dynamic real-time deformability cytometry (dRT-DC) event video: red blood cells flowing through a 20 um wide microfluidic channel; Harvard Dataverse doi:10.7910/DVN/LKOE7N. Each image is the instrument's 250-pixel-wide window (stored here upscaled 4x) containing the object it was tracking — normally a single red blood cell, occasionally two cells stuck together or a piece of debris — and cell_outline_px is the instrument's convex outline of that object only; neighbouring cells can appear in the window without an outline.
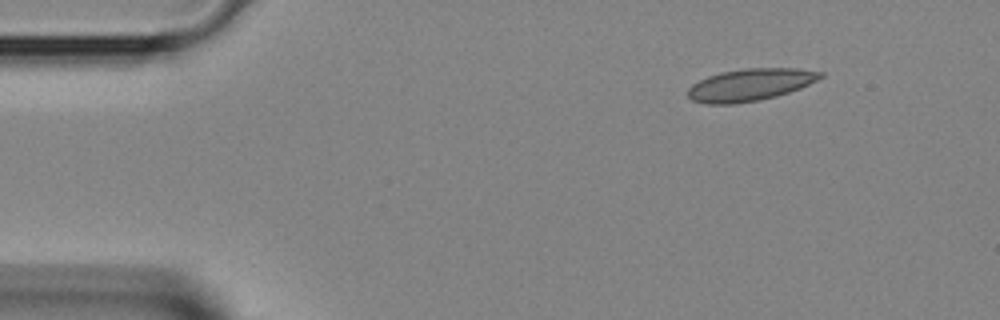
{"species": "Egyptian fruit bat (a non-hibernating species)", "species_latin": "Rousettus aegyptiacus", "temperature_condition": "room temperature", "stored_images_in_passage": 1, "camera_frame_rate_fps": 3000, "um_per_image_px": 0.085, "animal": {"sex": "female"}, "frame": {"image": 1, "passage_image": 1, "time_ms": 0.0, "image_size_px": [1000, 320], "cell_outline_px": [[824, 76], [800, 88], [776, 96], [760, 100], [732, 104], [704, 104], [692, 100], [688, 96], [688, 88], [692, 84], [708, 76], [720, 72], [744, 68], [796, 68], [824, 72]], "centroid_in_image_um": [63.74, 7.2], "position_along_channel_um": 21.3, "area_um2": 24.85}}